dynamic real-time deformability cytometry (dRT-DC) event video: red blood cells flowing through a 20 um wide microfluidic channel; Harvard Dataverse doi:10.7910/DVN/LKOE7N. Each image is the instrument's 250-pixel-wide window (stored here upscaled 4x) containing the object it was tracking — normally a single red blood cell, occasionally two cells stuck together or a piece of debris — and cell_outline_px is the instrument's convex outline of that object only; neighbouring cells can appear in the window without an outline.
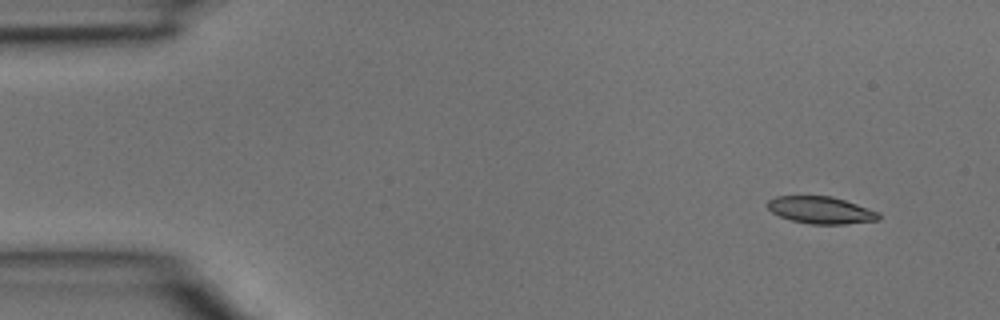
{"species": "common noctule bat (a hibernating species)", "species_latin": "Nyctalus noctula", "temperature_condition": "room temperature", "stored_images_in_passage": 4, "camera_frame_rate_fps": 3000, "um_per_image_px": 0.085, "animal": {"sex": "male", "body_mass_g": 15.6}, "frame": {"image": 1, "passage_image": 1, "time_ms": 0.0, "image_size_px": [1000, 320], "cell_outline_px": [[880, 220], [844, 224], [812, 224], [792, 220], [780, 216], [772, 212], [768, 208], [768, 200], [776, 196], [832, 196], [880, 212]], "centroid_in_image_um": [69.79, 17.86], "position_along_channel_um": 15.2, "area_um2": 17.46}}
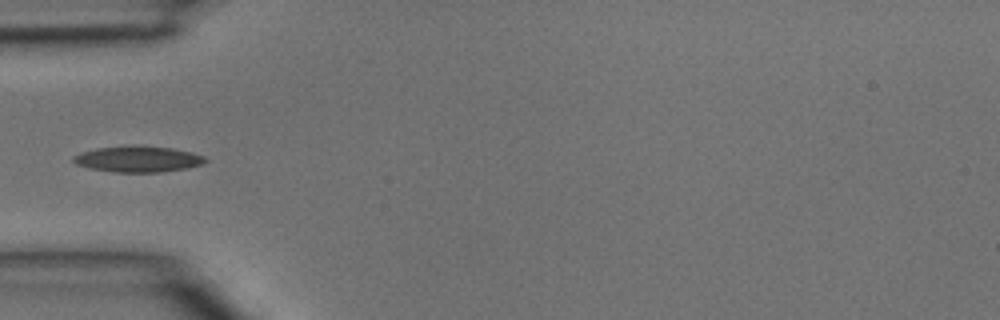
{"frame": {"image": 2, "passage_image": 4, "time_ms": 1.0, "image_size_px": [1000, 320], "cell_outline_px": [[208, 160], [204, 164], [188, 168], [160, 172], [116, 172], [88, 168], [76, 164], [72, 160], [72, 156], [80, 152], [96, 148], [128, 144], [140, 144], [172, 148], [192, 152], [204, 156]], "centroid_in_image_um": [11.72, 13.5], "position_along_channel_um": 73.3, "area_um2": 20.58}}